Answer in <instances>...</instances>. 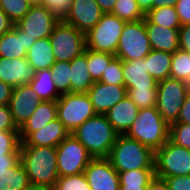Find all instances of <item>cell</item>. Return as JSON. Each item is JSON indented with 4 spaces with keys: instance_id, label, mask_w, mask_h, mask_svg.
Returning <instances> with one entry per match:
<instances>
[{
    "instance_id": "6da1fadb",
    "label": "cell",
    "mask_w": 190,
    "mask_h": 190,
    "mask_svg": "<svg viewBox=\"0 0 190 190\" xmlns=\"http://www.w3.org/2000/svg\"><path fill=\"white\" fill-rule=\"evenodd\" d=\"M20 162L31 185L54 188L58 179L56 148L20 146Z\"/></svg>"
},
{
    "instance_id": "7a4b0ae2",
    "label": "cell",
    "mask_w": 190,
    "mask_h": 190,
    "mask_svg": "<svg viewBox=\"0 0 190 190\" xmlns=\"http://www.w3.org/2000/svg\"><path fill=\"white\" fill-rule=\"evenodd\" d=\"M72 135L95 158H108L118 133L104 114H96L80 125Z\"/></svg>"
},
{
    "instance_id": "3957f363",
    "label": "cell",
    "mask_w": 190,
    "mask_h": 190,
    "mask_svg": "<svg viewBox=\"0 0 190 190\" xmlns=\"http://www.w3.org/2000/svg\"><path fill=\"white\" fill-rule=\"evenodd\" d=\"M124 135L155 152L169 140V125L156 107L139 109L138 117Z\"/></svg>"
},
{
    "instance_id": "277c9868",
    "label": "cell",
    "mask_w": 190,
    "mask_h": 190,
    "mask_svg": "<svg viewBox=\"0 0 190 190\" xmlns=\"http://www.w3.org/2000/svg\"><path fill=\"white\" fill-rule=\"evenodd\" d=\"M116 171L154 169V152L137 140L118 135L107 158Z\"/></svg>"
},
{
    "instance_id": "5b68a950",
    "label": "cell",
    "mask_w": 190,
    "mask_h": 190,
    "mask_svg": "<svg viewBox=\"0 0 190 190\" xmlns=\"http://www.w3.org/2000/svg\"><path fill=\"white\" fill-rule=\"evenodd\" d=\"M126 21L107 13L85 34L86 48L115 55Z\"/></svg>"
},
{
    "instance_id": "8992f818",
    "label": "cell",
    "mask_w": 190,
    "mask_h": 190,
    "mask_svg": "<svg viewBox=\"0 0 190 190\" xmlns=\"http://www.w3.org/2000/svg\"><path fill=\"white\" fill-rule=\"evenodd\" d=\"M57 118L72 134L86 120L96 115L87 93L62 94L56 101Z\"/></svg>"
},
{
    "instance_id": "52a82bcc",
    "label": "cell",
    "mask_w": 190,
    "mask_h": 190,
    "mask_svg": "<svg viewBox=\"0 0 190 190\" xmlns=\"http://www.w3.org/2000/svg\"><path fill=\"white\" fill-rule=\"evenodd\" d=\"M151 51L144 19L126 22L115 56L122 61L144 59Z\"/></svg>"
},
{
    "instance_id": "ba28073f",
    "label": "cell",
    "mask_w": 190,
    "mask_h": 190,
    "mask_svg": "<svg viewBox=\"0 0 190 190\" xmlns=\"http://www.w3.org/2000/svg\"><path fill=\"white\" fill-rule=\"evenodd\" d=\"M49 39L56 62H71L86 48L85 34L63 20L55 26Z\"/></svg>"
},
{
    "instance_id": "9c48e42d",
    "label": "cell",
    "mask_w": 190,
    "mask_h": 190,
    "mask_svg": "<svg viewBox=\"0 0 190 190\" xmlns=\"http://www.w3.org/2000/svg\"><path fill=\"white\" fill-rule=\"evenodd\" d=\"M155 176L165 177L190 175V150L168 140L154 152Z\"/></svg>"
},
{
    "instance_id": "30bf717a",
    "label": "cell",
    "mask_w": 190,
    "mask_h": 190,
    "mask_svg": "<svg viewBox=\"0 0 190 190\" xmlns=\"http://www.w3.org/2000/svg\"><path fill=\"white\" fill-rule=\"evenodd\" d=\"M188 93L184 81L171 77L158 81L156 108L168 125L177 121Z\"/></svg>"
},
{
    "instance_id": "8fae6325",
    "label": "cell",
    "mask_w": 190,
    "mask_h": 190,
    "mask_svg": "<svg viewBox=\"0 0 190 190\" xmlns=\"http://www.w3.org/2000/svg\"><path fill=\"white\" fill-rule=\"evenodd\" d=\"M58 176H71L83 173L93 159L87 149L69 134L57 147Z\"/></svg>"
},
{
    "instance_id": "7c38bea8",
    "label": "cell",
    "mask_w": 190,
    "mask_h": 190,
    "mask_svg": "<svg viewBox=\"0 0 190 190\" xmlns=\"http://www.w3.org/2000/svg\"><path fill=\"white\" fill-rule=\"evenodd\" d=\"M60 20L47 7L34 6L16 25L29 37L41 39L48 38Z\"/></svg>"
},
{
    "instance_id": "4fadbf2b",
    "label": "cell",
    "mask_w": 190,
    "mask_h": 190,
    "mask_svg": "<svg viewBox=\"0 0 190 190\" xmlns=\"http://www.w3.org/2000/svg\"><path fill=\"white\" fill-rule=\"evenodd\" d=\"M43 102L29 84L20 85L12 90L9 108L13 121L20 129Z\"/></svg>"
},
{
    "instance_id": "5bb4252c",
    "label": "cell",
    "mask_w": 190,
    "mask_h": 190,
    "mask_svg": "<svg viewBox=\"0 0 190 190\" xmlns=\"http://www.w3.org/2000/svg\"><path fill=\"white\" fill-rule=\"evenodd\" d=\"M103 14L96 0H72L70 10L62 20L86 34Z\"/></svg>"
},
{
    "instance_id": "9a60e30c",
    "label": "cell",
    "mask_w": 190,
    "mask_h": 190,
    "mask_svg": "<svg viewBox=\"0 0 190 190\" xmlns=\"http://www.w3.org/2000/svg\"><path fill=\"white\" fill-rule=\"evenodd\" d=\"M91 190H119V175L107 158L92 159L83 172Z\"/></svg>"
},
{
    "instance_id": "2e32d148",
    "label": "cell",
    "mask_w": 190,
    "mask_h": 190,
    "mask_svg": "<svg viewBox=\"0 0 190 190\" xmlns=\"http://www.w3.org/2000/svg\"><path fill=\"white\" fill-rule=\"evenodd\" d=\"M96 114H106L113 106L127 96L125 86L108 85L95 81L87 92Z\"/></svg>"
},
{
    "instance_id": "e0dca14e",
    "label": "cell",
    "mask_w": 190,
    "mask_h": 190,
    "mask_svg": "<svg viewBox=\"0 0 190 190\" xmlns=\"http://www.w3.org/2000/svg\"><path fill=\"white\" fill-rule=\"evenodd\" d=\"M35 70L26 58L0 57V80L15 88L29 84L34 78Z\"/></svg>"
},
{
    "instance_id": "ac0fdd59",
    "label": "cell",
    "mask_w": 190,
    "mask_h": 190,
    "mask_svg": "<svg viewBox=\"0 0 190 190\" xmlns=\"http://www.w3.org/2000/svg\"><path fill=\"white\" fill-rule=\"evenodd\" d=\"M36 38L26 35L16 24L12 29L0 36V57L14 59L26 58L28 49L36 42Z\"/></svg>"
},
{
    "instance_id": "d6986e66",
    "label": "cell",
    "mask_w": 190,
    "mask_h": 190,
    "mask_svg": "<svg viewBox=\"0 0 190 190\" xmlns=\"http://www.w3.org/2000/svg\"><path fill=\"white\" fill-rule=\"evenodd\" d=\"M69 134L65 126L56 118L40 130L32 132L23 142H21L20 146L56 148Z\"/></svg>"
},
{
    "instance_id": "ffe728a7",
    "label": "cell",
    "mask_w": 190,
    "mask_h": 190,
    "mask_svg": "<svg viewBox=\"0 0 190 190\" xmlns=\"http://www.w3.org/2000/svg\"><path fill=\"white\" fill-rule=\"evenodd\" d=\"M138 113L139 108L126 96L113 106L105 116L118 135H124L135 122Z\"/></svg>"
},
{
    "instance_id": "44dd1931",
    "label": "cell",
    "mask_w": 190,
    "mask_h": 190,
    "mask_svg": "<svg viewBox=\"0 0 190 190\" xmlns=\"http://www.w3.org/2000/svg\"><path fill=\"white\" fill-rule=\"evenodd\" d=\"M151 50L173 53L179 49L178 29H170L151 23L144 18Z\"/></svg>"
},
{
    "instance_id": "7402d4cb",
    "label": "cell",
    "mask_w": 190,
    "mask_h": 190,
    "mask_svg": "<svg viewBox=\"0 0 190 190\" xmlns=\"http://www.w3.org/2000/svg\"><path fill=\"white\" fill-rule=\"evenodd\" d=\"M122 71L126 90L158 86V81L147 73L146 57L140 60L122 61Z\"/></svg>"
},
{
    "instance_id": "603a6c76",
    "label": "cell",
    "mask_w": 190,
    "mask_h": 190,
    "mask_svg": "<svg viewBox=\"0 0 190 190\" xmlns=\"http://www.w3.org/2000/svg\"><path fill=\"white\" fill-rule=\"evenodd\" d=\"M57 118L56 101H43L39 104L32 116L19 129L20 139L23 142L32 132L40 130L50 121Z\"/></svg>"
},
{
    "instance_id": "cb8c5ba5",
    "label": "cell",
    "mask_w": 190,
    "mask_h": 190,
    "mask_svg": "<svg viewBox=\"0 0 190 190\" xmlns=\"http://www.w3.org/2000/svg\"><path fill=\"white\" fill-rule=\"evenodd\" d=\"M87 65V48H85L80 56L70 62L71 93H87L94 84Z\"/></svg>"
},
{
    "instance_id": "d4e9b609",
    "label": "cell",
    "mask_w": 190,
    "mask_h": 190,
    "mask_svg": "<svg viewBox=\"0 0 190 190\" xmlns=\"http://www.w3.org/2000/svg\"><path fill=\"white\" fill-rule=\"evenodd\" d=\"M26 59L35 71L51 68L56 60L49 37L37 39L28 49Z\"/></svg>"
},
{
    "instance_id": "484cf974",
    "label": "cell",
    "mask_w": 190,
    "mask_h": 190,
    "mask_svg": "<svg viewBox=\"0 0 190 190\" xmlns=\"http://www.w3.org/2000/svg\"><path fill=\"white\" fill-rule=\"evenodd\" d=\"M29 85L42 101H57L61 96L52 80L50 68L35 71L34 78Z\"/></svg>"
},
{
    "instance_id": "4316f807",
    "label": "cell",
    "mask_w": 190,
    "mask_h": 190,
    "mask_svg": "<svg viewBox=\"0 0 190 190\" xmlns=\"http://www.w3.org/2000/svg\"><path fill=\"white\" fill-rule=\"evenodd\" d=\"M172 53L151 50L146 56L147 73L157 81L170 77Z\"/></svg>"
},
{
    "instance_id": "83f0119b",
    "label": "cell",
    "mask_w": 190,
    "mask_h": 190,
    "mask_svg": "<svg viewBox=\"0 0 190 190\" xmlns=\"http://www.w3.org/2000/svg\"><path fill=\"white\" fill-rule=\"evenodd\" d=\"M30 185L20 160L7 172L0 173V190H24Z\"/></svg>"
},
{
    "instance_id": "f1b7e54d",
    "label": "cell",
    "mask_w": 190,
    "mask_h": 190,
    "mask_svg": "<svg viewBox=\"0 0 190 190\" xmlns=\"http://www.w3.org/2000/svg\"><path fill=\"white\" fill-rule=\"evenodd\" d=\"M145 17L151 23L170 29H179L181 27L180 19L175 6L153 8L145 15Z\"/></svg>"
},
{
    "instance_id": "f546056e",
    "label": "cell",
    "mask_w": 190,
    "mask_h": 190,
    "mask_svg": "<svg viewBox=\"0 0 190 190\" xmlns=\"http://www.w3.org/2000/svg\"><path fill=\"white\" fill-rule=\"evenodd\" d=\"M115 55L87 49L88 70L93 81H99Z\"/></svg>"
},
{
    "instance_id": "4dcf8cb0",
    "label": "cell",
    "mask_w": 190,
    "mask_h": 190,
    "mask_svg": "<svg viewBox=\"0 0 190 190\" xmlns=\"http://www.w3.org/2000/svg\"><path fill=\"white\" fill-rule=\"evenodd\" d=\"M127 96L139 109L157 105V87L130 88Z\"/></svg>"
},
{
    "instance_id": "1f68e13d",
    "label": "cell",
    "mask_w": 190,
    "mask_h": 190,
    "mask_svg": "<svg viewBox=\"0 0 190 190\" xmlns=\"http://www.w3.org/2000/svg\"><path fill=\"white\" fill-rule=\"evenodd\" d=\"M170 77L186 81L190 77V53L181 49L172 53Z\"/></svg>"
},
{
    "instance_id": "d6a6232c",
    "label": "cell",
    "mask_w": 190,
    "mask_h": 190,
    "mask_svg": "<svg viewBox=\"0 0 190 190\" xmlns=\"http://www.w3.org/2000/svg\"><path fill=\"white\" fill-rule=\"evenodd\" d=\"M50 70L57 91L61 95L71 93L70 62L57 61Z\"/></svg>"
},
{
    "instance_id": "836d02e7",
    "label": "cell",
    "mask_w": 190,
    "mask_h": 190,
    "mask_svg": "<svg viewBox=\"0 0 190 190\" xmlns=\"http://www.w3.org/2000/svg\"><path fill=\"white\" fill-rule=\"evenodd\" d=\"M120 186H148L155 177L154 169H136L119 172Z\"/></svg>"
},
{
    "instance_id": "e575fe53",
    "label": "cell",
    "mask_w": 190,
    "mask_h": 190,
    "mask_svg": "<svg viewBox=\"0 0 190 190\" xmlns=\"http://www.w3.org/2000/svg\"><path fill=\"white\" fill-rule=\"evenodd\" d=\"M111 14L126 22L145 18V14L139 8L136 0H117Z\"/></svg>"
},
{
    "instance_id": "d590c367",
    "label": "cell",
    "mask_w": 190,
    "mask_h": 190,
    "mask_svg": "<svg viewBox=\"0 0 190 190\" xmlns=\"http://www.w3.org/2000/svg\"><path fill=\"white\" fill-rule=\"evenodd\" d=\"M30 7L27 0H0V9L7 14L14 24L25 16Z\"/></svg>"
},
{
    "instance_id": "8d00e7d4",
    "label": "cell",
    "mask_w": 190,
    "mask_h": 190,
    "mask_svg": "<svg viewBox=\"0 0 190 190\" xmlns=\"http://www.w3.org/2000/svg\"><path fill=\"white\" fill-rule=\"evenodd\" d=\"M99 82H102L108 85L124 86L122 60L120 58L115 56L111 60L105 72L102 74Z\"/></svg>"
},
{
    "instance_id": "74e56055",
    "label": "cell",
    "mask_w": 190,
    "mask_h": 190,
    "mask_svg": "<svg viewBox=\"0 0 190 190\" xmlns=\"http://www.w3.org/2000/svg\"><path fill=\"white\" fill-rule=\"evenodd\" d=\"M169 140L180 147L190 150V124L172 123L169 125Z\"/></svg>"
},
{
    "instance_id": "f35d334b",
    "label": "cell",
    "mask_w": 190,
    "mask_h": 190,
    "mask_svg": "<svg viewBox=\"0 0 190 190\" xmlns=\"http://www.w3.org/2000/svg\"><path fill=\"white\" fill-rule=\"evenodd\" d=\"M55 188L57 190H91L84 173L58 177Z\"/></svg>"
},
{
    "instance_id": "ab89813d",
    "label": "cell",
    "mask_w": 190,
    "mask_h": 190,
    "mask_svg": "<svg viewBox=\"0 0 190 190\" xmlns=\"http://www.w3.org/2000/svg\"><path fill=\"white\" fill-rule=\"evenodd\" d=\"M21 139L19 131L0 130V155L20 152Z\"/></svg>"
},
{
    "instance_id": "60d3db41",
    "label": "cell",
    "mask_w": 190,
    "mask_h": 190,
    "mask_svg": "<svg viewBox=\"0 0 190 190\" xmlns=\"http://www.w3.org/2000/svg\"><path fill=\"white\" fill-rule=\"evenodd\" d=\"M72 0H42V6L47 7L61 20L69 12Z\"/></svg>"
},
{
    "instance_id": "b9f144b4",
    "label": "cell",
    "mask_w": 190,
    "mask_h": 190,
    "mask_svg": "<svg viewBox=\"0 0 190 190\" xmlns=\"http://www.w3.org/2000/svg\"><path fill=\"white\" fill-rule=\"evenodd\" d=\"M0 130L19 131V129L13 121L9 105L0 106Z\"/></svg>"
},
{
    "instance_id": "7bdbcfd3",
    "label": "cell",
    "mask_w": 190,
    "mask_h": 190,
    "mask_svg": "<svg viewBox=\"0 0 190 190\" xmlns=\"http://www.w3.org/2000/svg\"><path fill=\"white\" fill-rule=\"evenodd\" d=\"M169 190H190V175L165 177Z\"/></svg>"
},
{
    "instance_id": "ee69618b",
    "label": "cell",
    "mask_w": 190,
    "mask_h": 190,
    "mask_svg": "<svg viewBox=\"0 0 190 190\" xmlns=\"http://www.w3.org/2000/svg\"><path fill=\"white\" fill-rule=\"evenodd\" d=\"M175 8L181 25L190 24V0H177Z\"/></svg>"
},
{
    "instance_id": "f6af8a7d",
    "label": "cell",
    "mask_w": 190,
    "mask_h": 190,
    "mask_svg": "<svg viewBox=\"0 0 190 190\" xmlns=\"http://www.w3.org/2000/svg\"><path fill=\"white\" fill-rule=\"evenodd\" d=\"M179 49L190 53V24L181 25L178 29Z\"/></svg>"
},
{
    "instance_id": "bcb514c9",
    "label": "cell",
    "mask_w": 190,
    "mask_h": 190,
    "mask_svg": "<svg viewBox=\"0 0 190 190\" xmlns=\"http://www.w3.org/2000/svg\"><path fill=\"white\" fill-rule=\"evenodd\" d=\"M19 160L20 152L0 155V173L7 172V169L12 168Z\"/></svg>"
},
{
    "instance_id": "7dc6e473",
    "label": "cell",
    "mask_w": 190,
    "mask_h": 190,
    "mask_svg": "<svg viewBox=\"0 0 190 190\" xmlns=\"http://www.w3.org/2000/svg\"><path fill=\"white\" fill-rule=\"evenodd\" d=\"M174 123H187L190 124V93L187 94L184 104L182 105L179 117Z\"/></svg>"
},
{
    "instance_id": "c3c4849f",
    "label": "cell",
    "mask_w": 190,
    "mask_h": 190,
    "mask_svg": "<svg viewBox=\"0 0 190 190\" xmlns=\"http://www.w3.org/2000/svg\"><path fill=\"white\" fill-rule=\"evenodd\" d=\"M13 88L0 80V106L9 105Z\"/></svg>"
},
{
    "instance_id": "681fc988",
    "label": "cell",
    "mask_w": 190,
    "mask_h": 190,
    "mask_svg": "<svg viewBox=\"0 0 190 190\" xmlns=\"http://www.w3.org/2000/svg\"><path fill=\"white\" fill-rule=\"evenodd\" d=\"M13 26L14 23L9 19L7 14L0 9V36L10 31Z\"/></svg>"
},
{
    "instance_id": "f907efd6",
    "label": "cell",
    "mask_w": 190,
    "mask_h": 190,
    "mask_svg": "<svg viewBox=\"0 0 190 190\" xmlns=\"http://www.w3.org/2000/svg\"><path fill=\"white\" fill-rule=\"evenodd\" d=\"M146 190H169V187L165 179L155 176L146 187Z\"/></svg>"
},
{
    "instance_id": "816d5d0a",
    "label": "cell",
    "mask_w": 190,
    "mask_h": 190,
    "mask_svg": "<svg viewBox=\"0 0 190 190\" xmlns=\"http://www.w3.org/2000/svg\"><path fill=\"white\" fill-rule=\"evenodd\" d=\"M117 0H96L104 14L112 13Z\"/></svg>"
},
{
    "instance_id": "f5cc1de1",
    "label": "cell",
    "mask_w": 190,
    "mask_h": 190,
    "mask_svg": "<svg viewBox=\"0 0 190 190\" xmlns=\"http://www.w3.org/2000/svg\"><path fill=\"white\" fill-rule=\"evenodd\" d=\"M136 2L145 15L153 9V0H136Z\"/></svg>"
},
{
    "instance_id": "db71d44e",
    "label": "cell",
    "mask_w": 190,
    "mask_h": 190,
    "mask_svg": "<svg viewBox=\"0 0 190 190\" xmlns=\"http://www.w3.org/2000/svg\"><path fill=\"white\" fill-rule=\"evenodd\" d=\"M177 0H153V8H160L164 6H175Z\"/></svg>"
},
{
    "instance_id": "11a10c76",
    "label": "cell",
    "mask_w": 190,
    "mask_h": 190,
    "mask_svg": "<svg viewBox=\"0 0 190 190\" xmlns=\"http://www.w3.org/2000/svg\"><path fill=\"white\" fill-rule=\"evenodd\" d=\"M147 186H120L119 190H146Z\"/></svg>"
},
{
    "instance_id": "9f6ffc18",
    "label": "cell",
    "mask_w": 190,
    "mask_h": 190,
    "mask_svg": "<svg viewBox=\"0 0 190 190\" xmlns=\"http://www.w3.org/2000/svg\"><path fill=\"white\" fill-rule=\"evenodd\" d=\"M31 7L42 6V0H27Z\"/></svg>"
},
{
    "instance_id": "6f0895ef",
    "label": "cell",
    "mask_w": 190,
    "mask_h": 190,
    "mask_svg": "<svg viewBox=\"0 0 190 190\" xmlns=\"http://www.w3.org/2000/svg\"><path fill=\"white\" fill-rule=\"evenodd\" d=\"M24 190H46V187H41L38 185H29L26 189Z\"/></svg>"
},
{
    "instance_id": "680465c9",
    "label": "cell",
    "mask_w": 190,
    "mask_h": 190,
    "mask_svg": "<svg viewBox=\"0 0 190 190\" xmlns=\"http://www.w3.org/2000/svg\"><path fill=\"white\" fill-rule=\"evenodd\" d=\"M185 85L188 88V92L190 93V77L185 81Z\"/></svg>"
},
{
    "instance_id": "91938a15",
    "label": "cell",
    "mask_w": 190,
    "mask_h": 190,
    "mask_svg": "<svg viewBox=\"0 0 190 190\" xmlns=\"http://www.w3.org/2000/svg\"><path fill=\"white\" fill-rule=\"evenodd\" d=\"M46 190H57V189L54 187V188H46Z\"/></svg>"
}]
</instances>
